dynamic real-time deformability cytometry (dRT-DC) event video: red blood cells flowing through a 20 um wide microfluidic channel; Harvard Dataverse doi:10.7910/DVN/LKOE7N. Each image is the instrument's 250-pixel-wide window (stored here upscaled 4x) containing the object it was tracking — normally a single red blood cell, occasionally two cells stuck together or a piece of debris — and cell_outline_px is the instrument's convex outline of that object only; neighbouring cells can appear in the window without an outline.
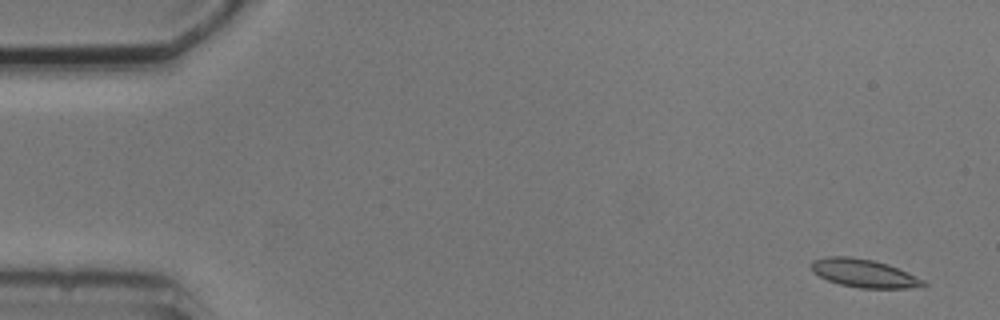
{"species": "common noctule bat (a hibernating species)", "species_latin": "Nyctalus noctula", "temperature_condition": "cold", "stored_images_in_passage": 9, "camera_frame_rate_fps": 3000, "um_per_image_px": 0.085, "animal": {"sex": "male", "body_mass_g": 20.5, "forearm_length_mm": 52.5}, "frame": {"image": 1, "passage_image": 1, "time_ms": 0.0, "image_size_px": [1000, 320], "cell_outline_px": [[928, 284], [924, 288], [860, 288], [840, 284], [828, 280], [812, 272], [812, 260], [828, 256], [852, 256], [872, 260], [888, 264], [916, 276], [924, 280]], "centroid_in_image_um": [73.48, 23.23], "position_along_channel_um": 11.5, "area_um2": 18.5}}
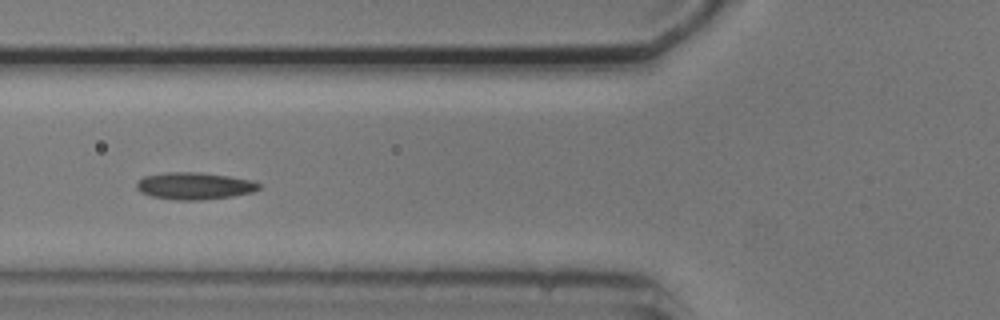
{"frame": {"image": 2, "passage_image": 6, "time_ms": 6.0, "image_size_px": [1000, 320], "cell_outline_px": [[260, 188], [252, 192], [232, 196], [200, 200], [176, 200], [152, 196], [140, 192], [136, 188], [136, 184], [144, 176], [168, 172], [200, 172], [256, 180], [260, 184]], "centroid_in_image_um": [16.55, 15.8], "position_along_channel_um": 109.2, "area_um2": 19.31}}
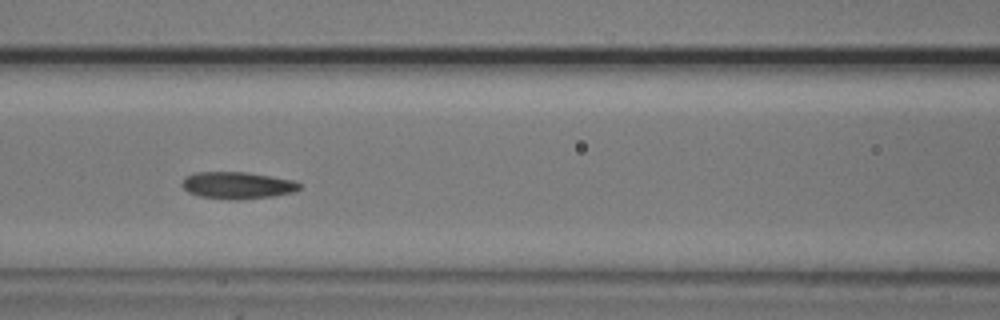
{"frame": {"image": 3, "passage_image": 7, "time_ms": 7.0, "image_size_px": [1000, 320], "cell_outline_px": [[300, 188], [292, 192], [272, 196], [240, 200], [228, 200], [200, 196], [188, 192], [180, 184], [184, 176], [196, 172], [248, 172], [296, 180], [300, 184]], "centroid_in_image_um": [20.16, 15.75], "position_along_channel_um": 146.4, "area_um2": 18.67}}